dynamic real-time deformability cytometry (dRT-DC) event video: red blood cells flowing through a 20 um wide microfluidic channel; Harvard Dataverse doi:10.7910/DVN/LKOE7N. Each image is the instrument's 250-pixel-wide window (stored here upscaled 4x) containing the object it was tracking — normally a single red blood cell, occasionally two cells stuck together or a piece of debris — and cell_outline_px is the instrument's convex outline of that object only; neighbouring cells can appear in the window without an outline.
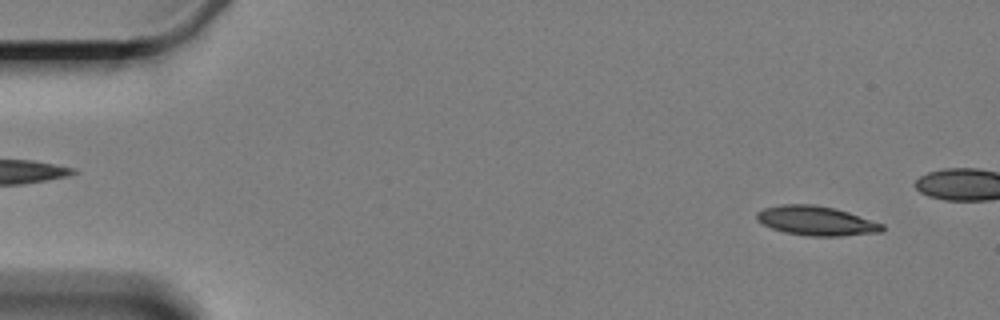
{"species": "Egyptian fruit bat (a non-hibernating species)", "species_latin": "Rousettus aegyptiacus", "temperature_condition": "cold", "stored_images_in_passage": 5, "camera_frame_rate_fps": 3000, "um_per_image_px": 0.085, "animal": {"sex": "female"}, "frame": {"image": 1, "passage_image": 1, "time_ms": 0.0, "image_size_px": [1000, 320], "cell_outline_px": [[884, 228], [880, 232], [840, 236], [808, 236], [784, 232], [772, 228], [756, 220], [756, 212], [764, 208], [780, 204], [812, 204], [832, 208], [848, 212], [884, 224]], "centroid_in_image_um": [69.35, 18.76], "position_along_channel_um": 15.6, "area_um2": 21.39}}